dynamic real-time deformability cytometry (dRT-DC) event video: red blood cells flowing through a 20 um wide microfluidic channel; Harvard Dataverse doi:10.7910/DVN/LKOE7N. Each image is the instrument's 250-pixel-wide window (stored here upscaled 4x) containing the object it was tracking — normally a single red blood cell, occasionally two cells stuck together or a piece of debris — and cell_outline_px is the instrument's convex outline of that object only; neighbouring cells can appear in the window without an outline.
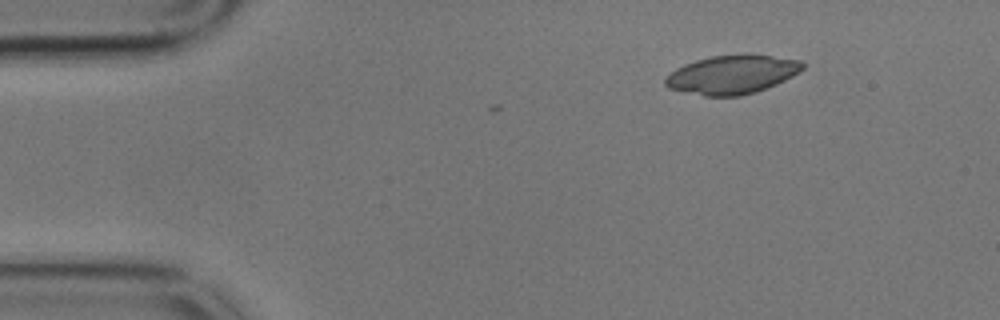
{"species": "common noctule bat (a hibernating species)", "species_latin": "Nyctalus noctula", "temperature_condition": "cold", "stored_images_in_passage": 8, "camera_frame_rate_fps": 3000, "um_per_image_px": 0.085, "animal": {"sex": "male", "body_mass_g": 17.9}, "frame": {"image": 1, "passage_image": 1, "time_ms": 0.0, "image_size_px": [1000, 320], "cell_outline_px": [[804, 68], [800, 72], [776, 84], [756, 92], [740, 96], [704, 96], [668, 88], [664, 84], [664, 80], [676, 68], [684, 64], [696, 60], [712, 56], [744, 52], [748, 52], [800, 60], [804, 64]], "centroid_in_image_um": [62.25, 6.31], "position_along_channel_um": 22.7, "area_um2": 31.39}}